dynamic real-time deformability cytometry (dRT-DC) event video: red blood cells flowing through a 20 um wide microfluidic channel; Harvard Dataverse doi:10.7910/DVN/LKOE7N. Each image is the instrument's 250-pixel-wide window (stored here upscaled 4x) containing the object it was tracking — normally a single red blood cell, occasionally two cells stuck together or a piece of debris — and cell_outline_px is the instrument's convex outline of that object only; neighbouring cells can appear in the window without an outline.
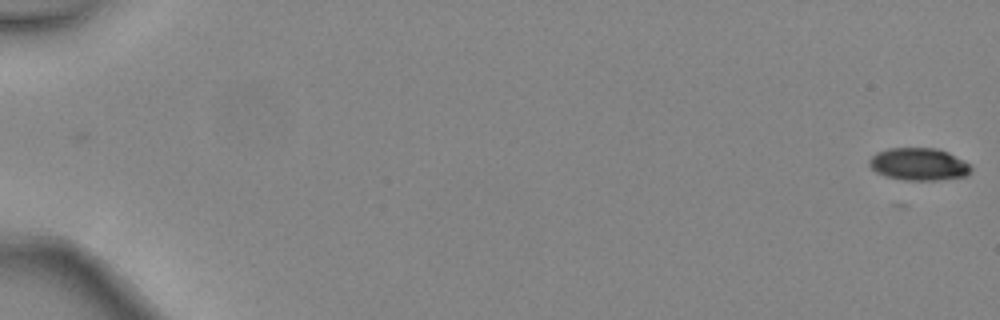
{"species": "common noctule bat (a hibernating species)", "species_latin": "Nyctalus noctula", "temperature_condition": "warm", "stored_images_in_passage": 2, "camera_frame_rate_fps": 3000, "um_per_image_px": 0.085, "animal": {"sex": "female", "body_mass_g": 24.6, "forearm_length_mm": 56.2}, "frame": {"image": 1, "passage_image": 2, "time_ms": 0.333, "image_size_px": [1000, 320], "cell_outline_px": [[972, 172], [968, 176], [936, 180], [904, 180], [884, 176], [876, 172], [868, 164], [868, 160], [876, 152], [888, 148], [936, 148], [948, 152], [968, 164], [972, 168]], "centroid_in_image_um": [78.07, 13.96], "position_along_channel_um": 6.9, "area_um2": 19.31}}